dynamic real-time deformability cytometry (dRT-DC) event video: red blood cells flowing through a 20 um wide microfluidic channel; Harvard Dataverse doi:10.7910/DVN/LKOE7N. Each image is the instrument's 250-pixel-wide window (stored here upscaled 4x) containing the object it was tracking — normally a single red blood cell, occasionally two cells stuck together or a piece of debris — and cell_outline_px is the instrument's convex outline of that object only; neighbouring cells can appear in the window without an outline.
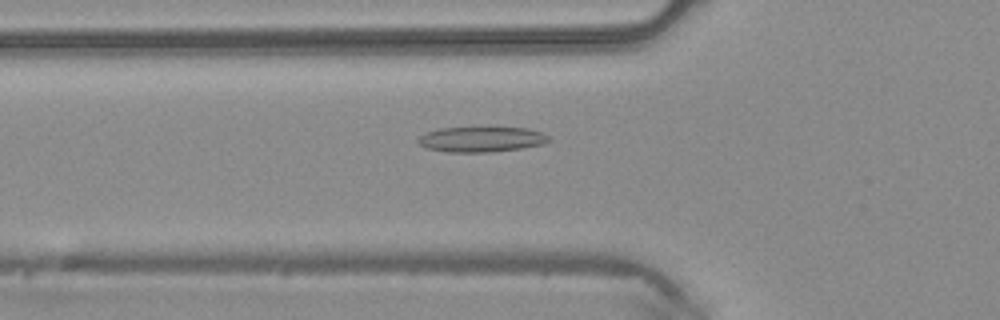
{"species": "common noctule bat (a hibernating species)", "species_latin": "Nyctalus noctula", "temperature_condition": "warm", "stored_images_in_passage": 48, "camera_frame_rate_fps": 3000, "um_per_image_px": 0.085, "animal": {"sex": "male", "body_mass_g": 20.4}, "frame": {"image": 1, "passage_image": 17, "time_ms": 5.333, "image_size_px": [1000, 320], "cell_outline_px": [[552, 140], [544, 144], [520, 148], [488, 152], [448, 152], [428, 148], [420, 144], [416, 140], [420, 136], [428, 132], [440, 128], [528, 128], [544, 132]], "centroid_in_image_um": [40.96, 11.84], "position_along_channel_um": 84.8, "area_um2": 19.07}}
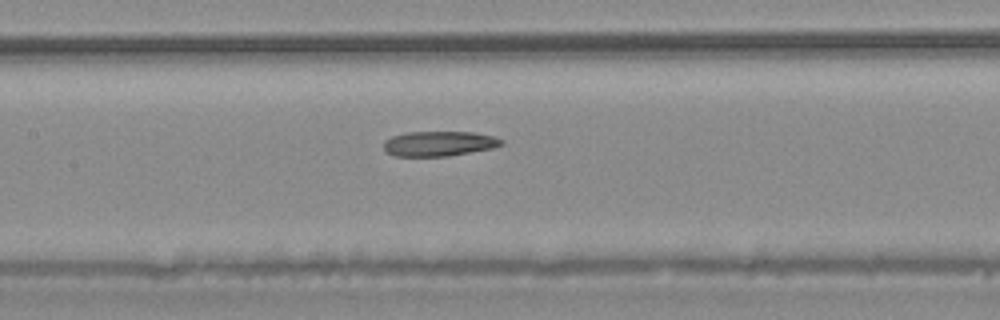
{"frame": {"image": 2, "passage_image": 23, "time_ms": 7.333, "image_size_px": [1000, 320], "cell_outline_px": [[504, 144], [492, 148], [448, 156], [396, 156], [388, 152], [384, 148], [384, 140], [392, 136], [408, 132], [472, 132], [492, 136], [504, 140]], "centroid_in_image_um": [37.32, 12.2], "position_along_channel_um": 170.1, "area_um2": 16.99}}
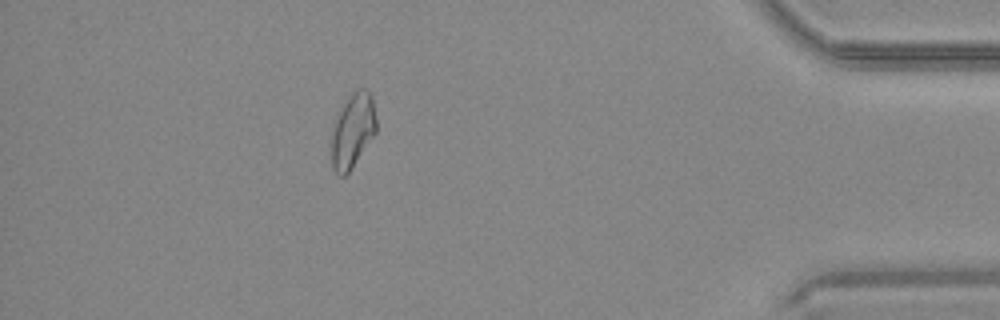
{"frame": {"image": 3, "passage_image": 43, "time_ms": 14.0, "image_size_px": [1000, 320], "cell_outline_px": [[376, 132], [348, 172], [344, 176], [340, 176], [332, 168], [332, 128], [340, 108], [352, 92], [360, 88], [364, 88], [372, 96], [376, 116]], "centroid_in_image_um": [29.98, 11.07], "position_along_channel_um": 405.2, "area_um2": 19.19}, "authors_computed_cell_mechanics": {"area_um2": 19.074, "velocity_mm_per_s": 4.2141, "shape_relaxation_time_tau1_ms": null, "shape_relaxation_time_tau2_ms": 6.4083, "deformation_change_tau1": null, "deformation_change_tau2": 0.1593}}